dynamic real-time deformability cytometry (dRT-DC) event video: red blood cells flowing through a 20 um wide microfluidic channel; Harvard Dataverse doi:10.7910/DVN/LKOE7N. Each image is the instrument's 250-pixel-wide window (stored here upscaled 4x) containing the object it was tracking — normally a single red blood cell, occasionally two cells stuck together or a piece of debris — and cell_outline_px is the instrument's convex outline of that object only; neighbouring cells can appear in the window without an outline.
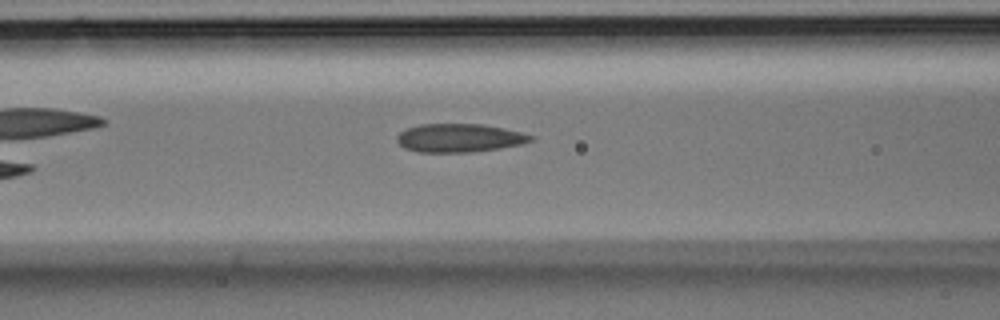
{"species": "Egyptian fruit bat (a non-hibernating species)", "species_latin": "Rousettus aegyptiacus", "temperature_condition": "room temperature", "stored_images_in_passage": 3, "camera_frame_rate_fps": 3000, "um_per_image_px": 0.085, "animal": {"sex": "male"}, "frame": {"image": 1, "passage_image": 3, "time_ms": 0.667, "image_size_px": [1000, 320], "cell_outline_px": [[536, 140], [520, 144], [472, 152], [420, 152], [404, 148], [396, 140], [396, 136], [400, 132], [408, 128], [420, 124], [480, 124], [504, 128], [536, 136]], "centroid_in_image_um": [39.05, 11.72], "position_along_channel_um": 127.6, "area_um2": 22.08}}